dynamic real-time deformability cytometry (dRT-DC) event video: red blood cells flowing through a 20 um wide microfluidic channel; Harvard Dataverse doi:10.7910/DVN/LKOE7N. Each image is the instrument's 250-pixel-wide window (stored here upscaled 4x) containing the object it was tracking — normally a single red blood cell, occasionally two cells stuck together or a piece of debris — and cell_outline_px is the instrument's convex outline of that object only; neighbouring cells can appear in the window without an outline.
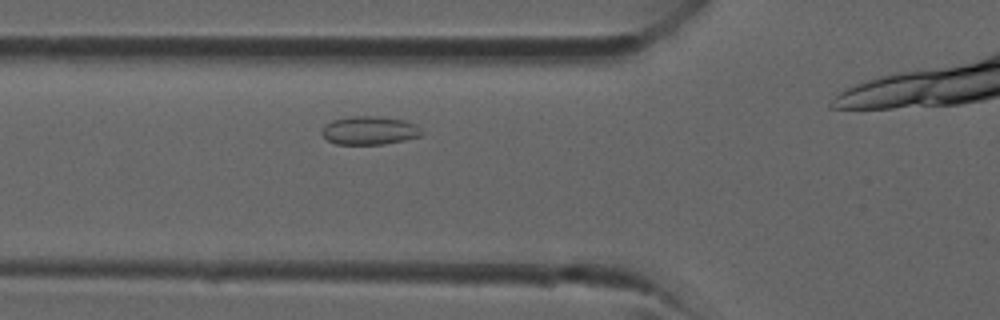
{"species": "common noctule bat (a hibernating species)", "species_latin": "Nyctalus noctula", "temperature_condition": "room temperature", "stored_images_in_passage": 12, "camera_frame_rate_fps": 3000, "um_per_image_px": 0.085, "animal": {"sex": "male", "forearm_length_mm": 52.5}, "frame": {"image": 1, "passage_image": 6, "time_ms": 1.667, "image_size_px": [1000, 320], "cell_outline_px": [[424, 132], [420, 136], [404, 140], [384, 144], [336, 144], [328, 140], [320, 132], [332, 120], [352, 116], [376, 116], [404, 120], [416, 124]], "centroid_in_image_um": [31.44, 11.09], "position_along_channel_um": 94.4, "area_um2": 16.42}}
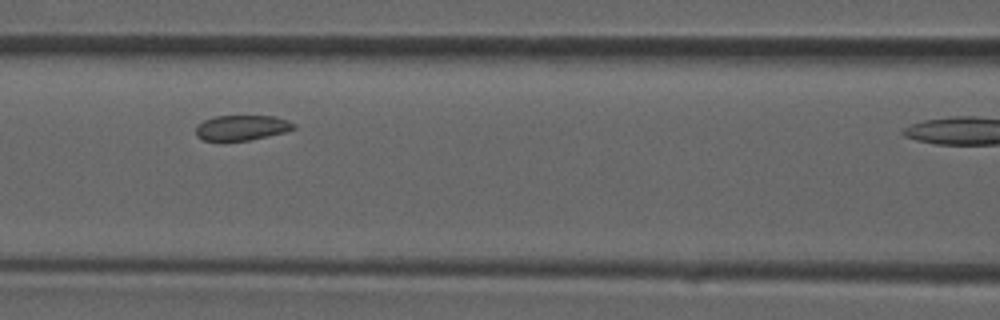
{"frame": {"image": 2, "passage_image": 9, "time_ms": 2.667, "image_size_px": [1000, 320], "cell_outline_px": [[296, 128], [284, 132], [248, 140], [204, 140], [196, 136], [196, 124], [204, 120], [216, 116], [276, 116], [288, 120], [296, 124]], "centroid_in_image_um": [20.55, 10.84], "position_along_channel_um": 146.0, "area_um2": 14.28}}